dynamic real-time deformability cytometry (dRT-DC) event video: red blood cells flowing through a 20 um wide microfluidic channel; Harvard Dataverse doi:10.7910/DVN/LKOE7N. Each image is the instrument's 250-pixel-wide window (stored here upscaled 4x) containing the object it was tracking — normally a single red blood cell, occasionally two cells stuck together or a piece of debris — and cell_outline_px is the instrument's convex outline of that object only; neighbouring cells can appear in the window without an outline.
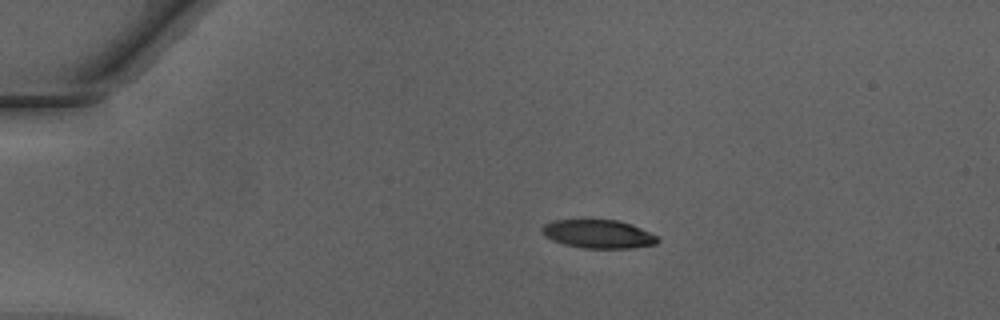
{"species": "Egyptian fruit bat (a non-hibernating species)", "species_latin": "Rousettus aegyptiacus", "temperature_condition": "warm", "stored_images_in_passage": 40, "camera_frame_rate_fps": 3000, "um_per_image_px": 0.085, "animal": {"sex": "male"}, "frame": {"image": 1, "passage_image": 1, "time_ms": 0.0, "image_size_px": [1000, 320], "cell_outline_px": [[660, 240], [656, 244], [632, 248], [584, 248], [564, 244], [552, 240], [544, 236], [540, 228], [544, 224], [552, 220], [616, 220], [632, 224], [660, 236]], "centroid_in_image_um": [50.88, 19.89], "position_along_channel_um": 34.1, "area_um2": 19.36}}
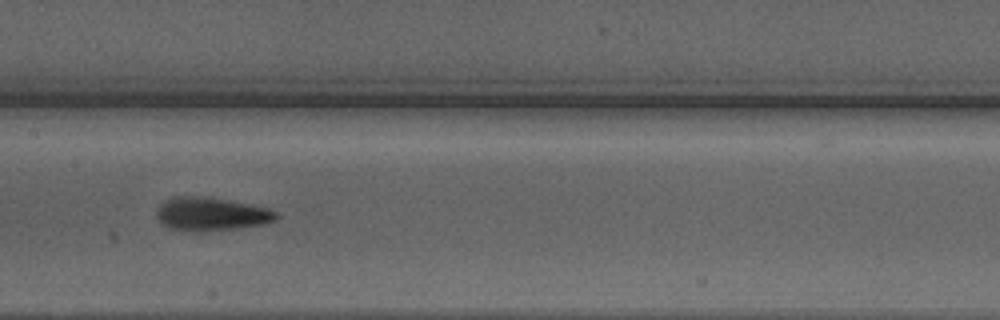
{"frame": {"image": 2, "passage_image": 16, "time_ms": 5.0, "image_size_px": [1000, 320], "cell_outline_px": [[280, 216], [276, 220], [268, 224], [240, 228], [208, 232], [184, 232], [168, 228], [156, 216], [156, 208], [164, 200], [172, 196], [200, 196], [228, 200], [268, 208], [276, 212]], "centroid_in_image_um": [17.94, 18.22], "position_along_channel_um": 189.5, "area_um2": 23.87}}
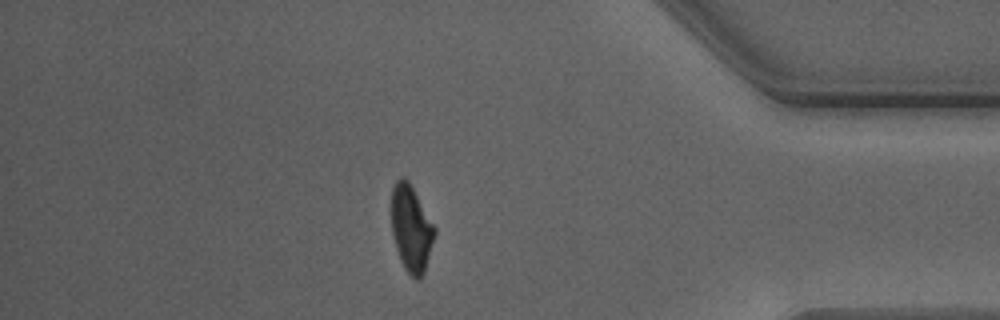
{"frame": {"image": 3, "passage_image": 33, "time_ms": 10.667, "image_size_px": [1000, 320], "cell_outline_px": [[436, 232], [424, 272], [420, 280], [416, 280], [404, 268], [400, 260], [396, 248], [392, 232], [392, 188], [396, 180], [400, 176], [404, 176], [408, 180], [436, 228]], "centroid_in_image_um": [34.95, 19.42], "position_along_channel_um": 400.2, "area_um2": 21.62}, "authors_computed_cell_mechanics": {"area_um2": 22.0507, "velocity_mm_per_s": 4.2664, "shape_relaxation_time_tau1_ms": 3.9269, "shape_relaxation_time_tau2_ms": 1.6462, "deformation_change_tau1": 0.171, "deformation_change_tau2": 0.0861}}